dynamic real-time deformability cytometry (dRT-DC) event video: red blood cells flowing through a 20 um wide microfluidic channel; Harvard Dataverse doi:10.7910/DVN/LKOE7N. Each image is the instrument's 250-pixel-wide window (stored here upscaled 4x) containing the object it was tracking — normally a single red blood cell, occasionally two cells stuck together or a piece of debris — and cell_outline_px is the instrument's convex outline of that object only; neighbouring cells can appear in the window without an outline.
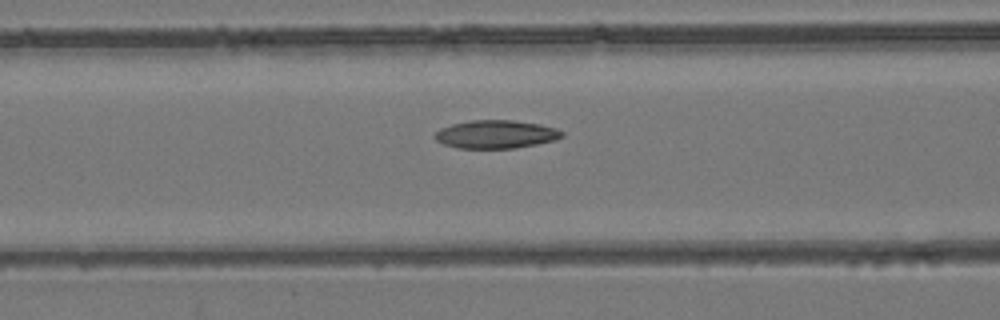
{"species": "common noctule bat (a hibernating species)", "species_latin": "Nyctalus noctula", "temperature_condition": "room temperature", "stored_images_in_passage": 53, "camera_frame_rate_fps": 3000, "um_per_image_px": 0.085, "animal": {"sex": "female", "body_mass_g": 24.6, "forearm_length_mm": 56.2}, "frame": {"image": 1, "passage_image": 22, "time_ms": 7.0, "image_size_px": [1000, 320], "cell_outline_px": [[564, 136], [556, 140], [516, 148], [456, 148], [444, 144], [436, 140], [432, 136], [440, 128], [452, 124], [472, 120], [512, 120], [540, 124], [556, 128], [564, 132]], "centroid_in_image_um": [42.16, 11.41], "position_along_channel_um": 124.4, "area_um2": 20.98}}
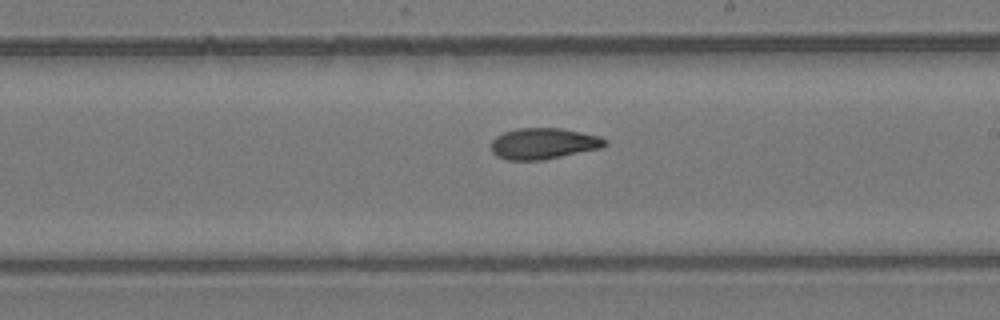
{"frame": {"image": 2, "passage_image": 31, "time_ms": 10.0, "image_size_px": [1000, 320], "cell_outline_px": [[608, 144], [600, 148], [544, 160], [504, 160], [496, 156], [492, 152], [492, 140], [496, 136], [504, 132], [516, 128], [560, 128], [600, 136], [608, 140]], "centroid_in_image_um": [46.19, 12.21], "position_along_channel_um": 242.8, "area_um2": 20.75}}
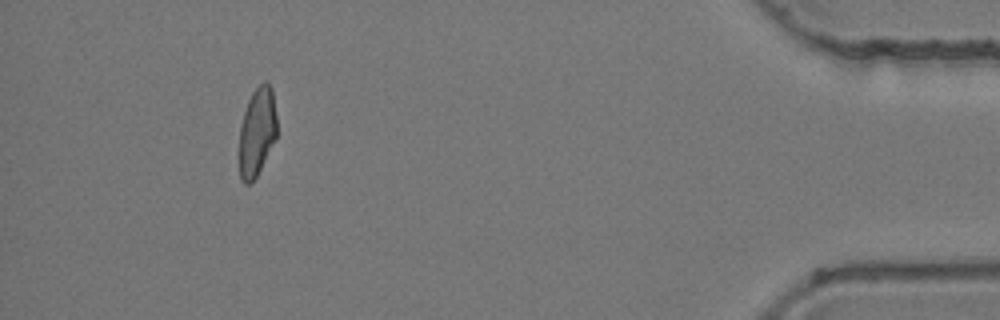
{"frame": {"image": 3, "passage_image": 49, "time_ms": 16.0, "image_size_px": [1000, 320], "cell_outline_px": [[276, 140], [256, 176], [248, 184], [244, 184], [240, 180], [240, 124], [248, 100], [252, 92], [264, 80], [268, 80], [272, 88], [276, 116]], "centroid_in_image_um": [21.86, 11.17], "position_along_channel_um": 413.3, "area_um2": 19.42}, "authors_computed_cell_mechanics": {"area_um2": 20.9814, "velocity_mm_per_s": 3.9438, "shape_relaxation_time_tau1_ms": null, "shape_relaxation_time_tau2_ms": 5.5366, "deformation_change_tau1": null, "deformation_change_tau2": 0.1107}}